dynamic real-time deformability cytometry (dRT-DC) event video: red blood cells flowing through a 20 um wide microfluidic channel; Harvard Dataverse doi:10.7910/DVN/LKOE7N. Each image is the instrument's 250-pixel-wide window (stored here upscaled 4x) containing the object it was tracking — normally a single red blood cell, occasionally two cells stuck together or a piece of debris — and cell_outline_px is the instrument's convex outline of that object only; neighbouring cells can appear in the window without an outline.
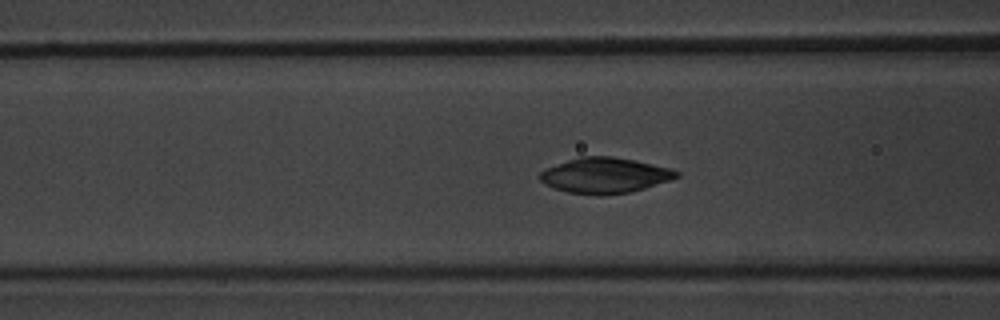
{"species": "common noctule bat (a hibernating species)", "species_latin": "Nyctalus noctula", "temperature_condition": "warm", "stored_images_in_passage": 41, "camera_frame_rate_fps": 3000, "um_per_image_px": 0.085, "animal": {"sex": "male", "body_mass_g": 20.1, "forearm_length_mm": 53.5}, "frame": {"image": 1, "passage_image": 9, "time_ms": 2.667, "image_size_px": [1000, 320], "cell_outline_px": [[680, 176], [644, 188], [628, 192], [600, 196], [568, 192], [552, 188], [540, 180], [540, 172], [544, 168], [580, 156], [612, 156], [636, 160], [668, 168], [680, 172]], "centroid_in_image_um": [51.37, 14.9], "position_along_channel_um": 115.2, "area_um2": 28.15}}
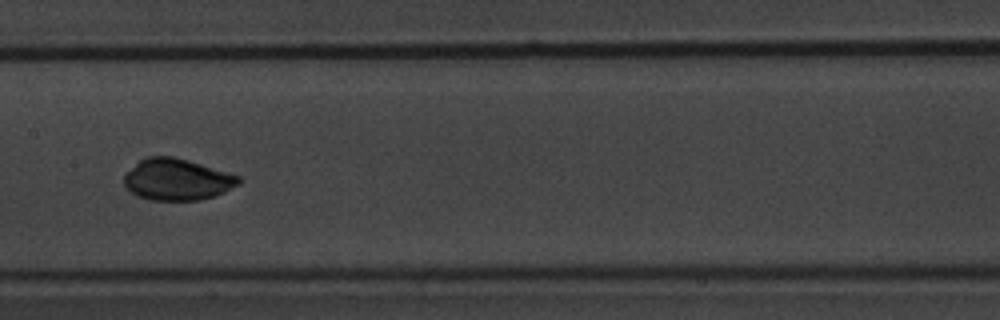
{"frame": {"image": 2, "passage_image": 15, "time_ms": 4.667, "image_size_px": [1000, 320], "cell_outline_px": [[244, 180], [240, 184], [216, 196], [200, 200], [148, 200], [136, 196], [124, 184], [124, 176], [144, 156], [172, 156], [188, 160], [240, 176]], "centroid_in_image_um": [15.08, 15.27], "position_along_channel_um": 192.3, "area_um2": 27.8}}
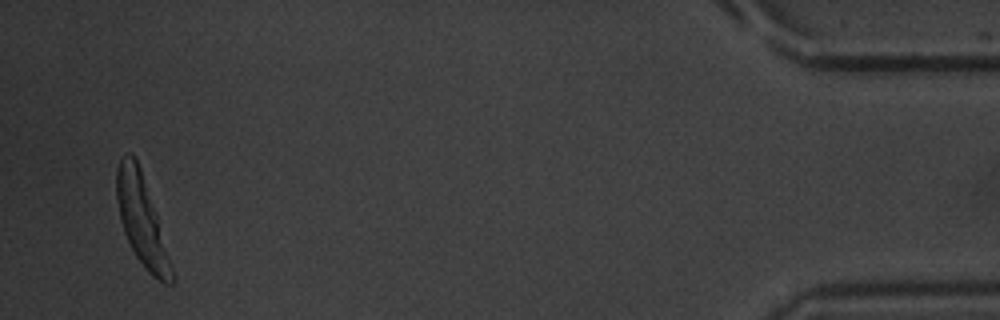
{"frame": {"image": 3, "passage_image": 39, "time_ms": 12.667, "image_size_px": [1000, 320], "cell_outline_px": [[176, 280], [172, 284], [164, 284], [152, 276], [148, 272], [136, 256], [124, 232], [120, 220], [116, 196], [116, 168], [120, 160], [128, 152], [132, 152], [136, 156], [156, 212], [176, 276]], "centroid_in_image_um": [12.07, 18.74], "position_along_channel_um": 423.1, "area_um2": 28.9}, "authors_computed_cell_mechanics": {"area_um2": 28.0908, "velocity_mm_per_s": 3.8454, "shape_relaxation_time_tau1_ms": 5.6603, "shape_relaxation_time_tau2_ms": null, "deformation_change_tau1": 0.3126, "deformation_change_tau2": null}}